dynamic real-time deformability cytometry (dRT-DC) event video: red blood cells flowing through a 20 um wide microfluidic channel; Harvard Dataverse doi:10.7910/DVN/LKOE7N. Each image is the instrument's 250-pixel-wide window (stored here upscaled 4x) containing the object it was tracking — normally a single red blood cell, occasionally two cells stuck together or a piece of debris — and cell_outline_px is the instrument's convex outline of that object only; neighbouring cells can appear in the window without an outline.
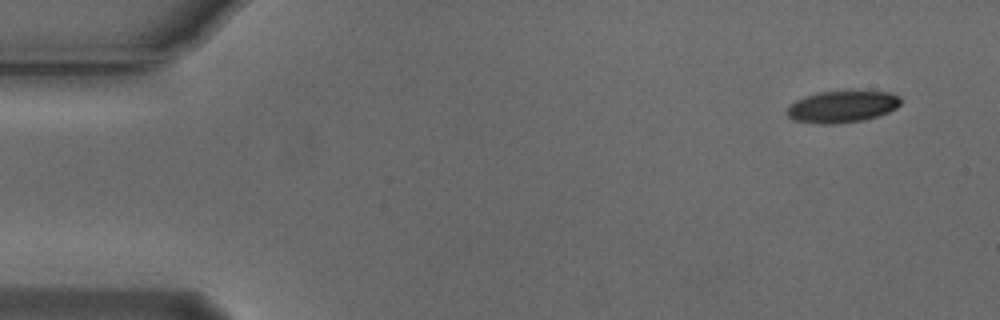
{"species": "Egyptian fruit bat (a non-hibernating species)", "species_latin": "Rousettus aegyptiacus", "temperature_condition": "cold", "stored_images_in_passage": 52, "camera_frame_rate_fps": 3000, "um_per_image_px": 0.085, "animal": {"sex": "male"}, "frame": {"image": 1, "passage_image": 1, "time_ms": 0.0, "image_size_px": [1000, 320], "cell_outline_px": [[900, 104], [896, 108], [888, 112], [864, 120], [836, 124], [820, 124], [792, 120], [788, 116], [788, 108], [796, 100], [804, 96], [816, 92], [848, 88], [852, 88], [888, 92], [900, 96]], "centroid_in_image_um": [71.6, 9.01], "position_along_channel_um": 13.4, "area_um2": 21.91}}
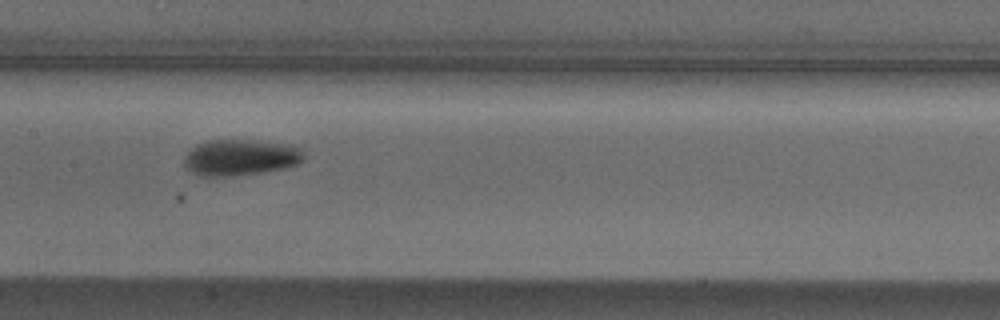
{"frame": {"image": 2, "passage_image": 24, "time_ms": 7.667, "image_size_px": [1000, 320], "cell_outline_px": [[304, 156], [296, 164], [284, 168], [260, 172], [232, 176], [204, 176], [192, 172], [184, 164], [184, 156], [196, 144], [208, 140], [248, 140], [296, 144], [300, 148]], "centroid_in_image_um": [20.43, 13.36], "position_along_channel_um": 187.0, "area_um2": 25.09}}
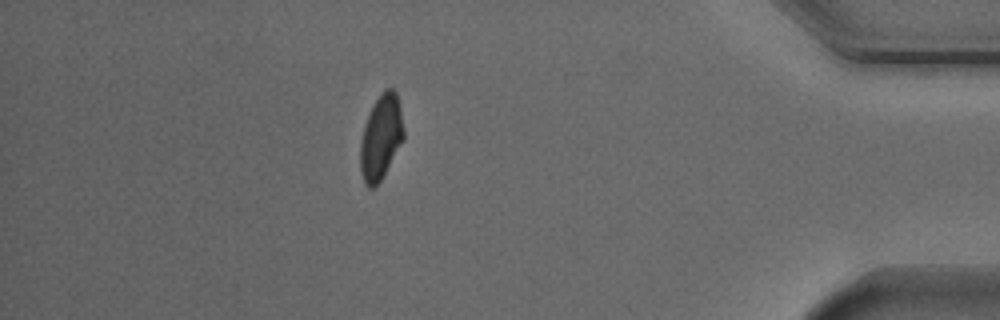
{"frame": {"image": 3, "passage_image": 45, "time_ms": 14.667, "image_size_px": [1000, 320], "cell_outline_px": [[404, 140], [380, 180], [372, 188], [368, 188], [364, 184], [360, 172], [360, 144], [364, 128], [372, 104], [384, 88], [392, 88], [396, 92], [400, 108], [404, 132]], "centroid_in_image_um": [32.37, 11.66], "position_along_channel_um": 402.8, "area_um2": 21.33}, "authors_computed_cell_mechanics": {"area_um2": 22.3975, "velocity_mm_per_s": 3.7579, "shape_relaxation_time_tau1_ms": 2.5772, "shape_relaxation_time_tau2_ms": 8.397, "deformation_change_tau1": 0.1135, "deformation_change_tau2": 0.1056}}